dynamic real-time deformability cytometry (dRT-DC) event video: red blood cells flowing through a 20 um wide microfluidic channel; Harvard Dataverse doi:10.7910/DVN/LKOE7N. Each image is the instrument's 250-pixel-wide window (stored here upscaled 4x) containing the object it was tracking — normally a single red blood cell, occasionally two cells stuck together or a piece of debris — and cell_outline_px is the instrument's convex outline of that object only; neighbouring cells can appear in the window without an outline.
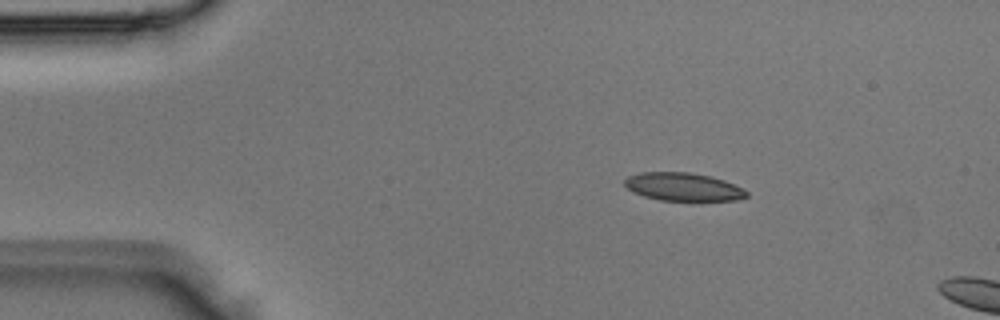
{"species": "Egyptian fruit bat (a non-hibernating species)", "species_latin": "Rousettus aegyptiacus", "temperature_condition": "room temperature", "stored_images_in_passage": 3, "camera_frame_rate_fps": 3000, "um_per_image_px": 0.085, "animal": {"sex": "male"}, "frame": {"image": 1, "passage_image": 2, "time_ms": 0.333, "image_size_px": [1000, 320], "cell_outline_px": [[748, 196], [736, 200], [660, 200], [644, 196], [632, 192], [624, 184], [624, 180], [628, 176], [640, 172], [692, 172], [712, 176], [724, 180], [744, 188], [748, 192]], "centroid_in_image_um": [58.08, 15.87], "position_along_channel_um": 26.9, "area_um2": 20.06}}